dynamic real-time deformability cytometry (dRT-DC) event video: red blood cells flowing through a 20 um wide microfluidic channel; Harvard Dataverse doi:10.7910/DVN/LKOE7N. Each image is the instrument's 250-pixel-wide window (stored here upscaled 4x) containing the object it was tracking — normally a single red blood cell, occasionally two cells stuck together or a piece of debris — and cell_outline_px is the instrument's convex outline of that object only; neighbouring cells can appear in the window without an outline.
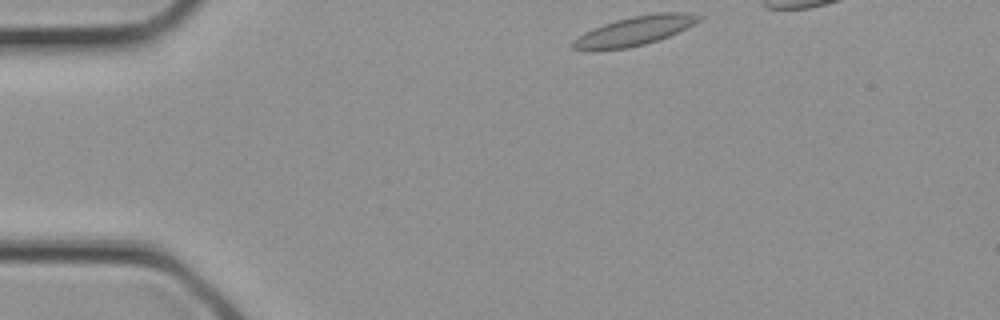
{"species": "common noctule bat (a hibernating species)", "species_latin": "Nyctalus noctula", "temperature_condition": "cold", "stored_images_in_passage": 4, "segment_of_instrument_passage": [1, 2], "camera_frame_rate_fps": 3000, "um_per_image_px": 0.085, "animal": {"sex": "female", "body_mass_g": 21.9}, "frame": {"image": 1, "passage_image": 1, "time_ms": 0.0, "image_size_px": [1000, 320], "cell_outline_px": [[704, 16], [700, 20], [660, 40], [628, 48], [596, 52], [572, 48], [572, 40], [584, 32], [592, 28], [616, 20], [632, 16], [656, 12], [692, 12]], "centroid_in_image_um": [53.9, 2.64], "position_along_channel_um": 31.1, "area_um2": 21.73}}
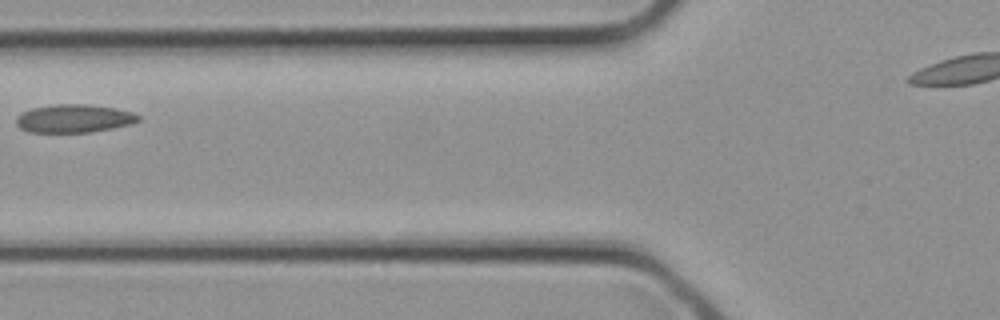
{"frame": {"image": 2, "passage_image": 3, "time_ms": 0.667, "image_size_px": [1000, 320], "cell_outline_px": [[140, 120], [132, 124], [92, 132], [28, 132], [20, 128], [16, 124], [16, 116], [20, 112], [32, 108], [56, 104], [88, 104], [116, 108], [132, 112], [140, 116]], "centroid_in_image_um": [6.28, 10.07], "position_along_channel_um": 119.5, "area_um2": 20.23}}